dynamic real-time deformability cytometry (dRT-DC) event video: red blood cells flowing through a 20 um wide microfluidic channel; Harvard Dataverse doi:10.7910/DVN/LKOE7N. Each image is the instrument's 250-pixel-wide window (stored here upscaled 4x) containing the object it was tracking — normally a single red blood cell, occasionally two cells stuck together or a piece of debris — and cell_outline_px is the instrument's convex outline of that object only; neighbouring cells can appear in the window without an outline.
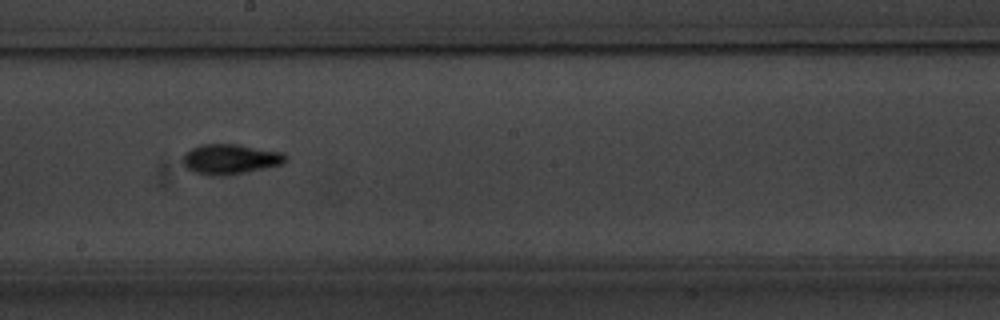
{"species": "common noctule bat (a hibernating species)", "species_latin": "Nyctalus noctula", "temperature_condition": "warm", "stored_images_in_passage": 11, "camera_frame_rate_fps": 3000, "um_per_image_px": 0.085, "animal": {"sex": "male", "body_mass_g": 20.1, "forearm_length_mm": 53.5}, "frame": {"image": 1, "passage_image": 10, "time_ms": 11.667, "image_size_px": [1000, 320], "cell_outline_px": [[288, 160], [284, 164], [248, 172], [224, 176], [220, 176], [192, 172], [184, 164], [184, 152], [200, 144], [240, 144], [284, 152], [288, 156]], "centroid_in_image_um": [19.65, 13.52], "position_along_channel_um": 228.6, "area_um2": 18.32}}